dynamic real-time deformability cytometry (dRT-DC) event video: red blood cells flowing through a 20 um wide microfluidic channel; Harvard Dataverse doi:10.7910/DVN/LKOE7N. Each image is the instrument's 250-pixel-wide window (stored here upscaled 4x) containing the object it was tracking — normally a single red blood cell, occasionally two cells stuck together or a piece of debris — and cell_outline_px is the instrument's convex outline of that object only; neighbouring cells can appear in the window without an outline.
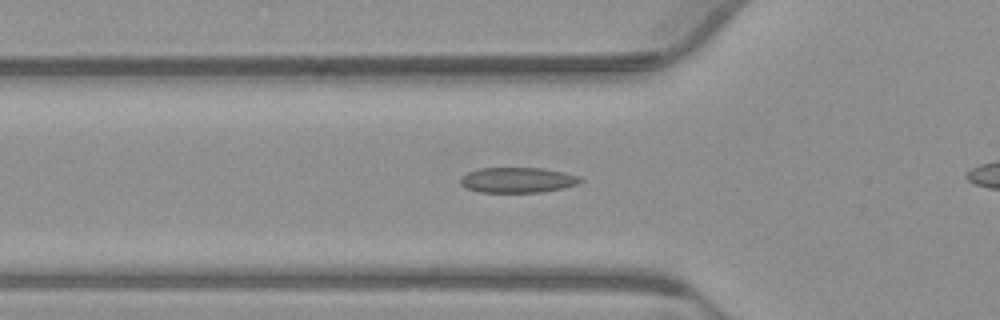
{"species": "common noctule bat (a hibernating species)", "species_latin": "Nyctalus noctula", "temperature_condition": "warm", "stored_images_in_passage": 36, "camera_frame_rate_fps": 3000, "um_per_image_px": 0.085, "animal": {"sex": "male", "body_mass_g": 23.1, "forearm_length_mm": 52.7}, "frame": {"image": 1, "passage_image": 10, "time_ms": 3.0, "image_size_px": [1000, 320], "cell_outline_px": [[584, 180], [576, 184], [560, 188], [540, 192], [480, 192], [464, 188], [460, 184], [460, 176], [468, 172], [480, 168], [540, 168], [564, 172], [580, 176]], "centroid_in_image_um": [43.95, 15.3], "position_along_channel_um": 81.9, "area_um2": 17.69}}
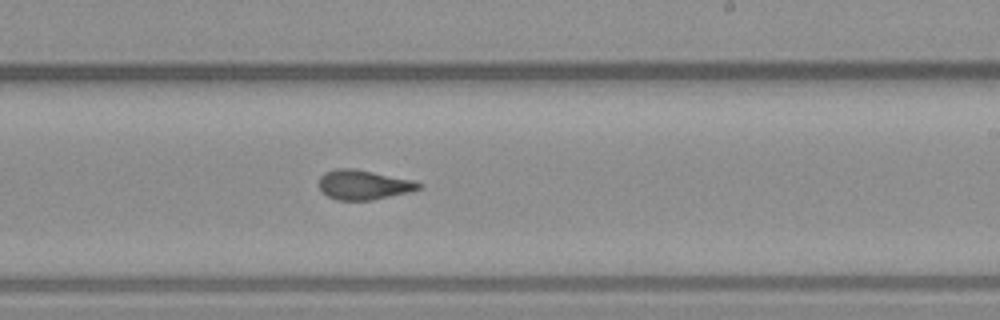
{"frame": {"image": 2, "passage_image": 24, "time_ms": 7.667, "image_size_px": [1000, 320], "cell_outline_px": [[424, 184], [420, 188], [408, 192], [372, 200], [336, 200], [328, 196], [320, 188], [320, 176], [324, 172], [336, 168], [352, 168], [412, 180]], "centroid_in_image_um": [30.89, 15.7], "position_along_channel_um": 258.1, "area_um2": 16.99}}
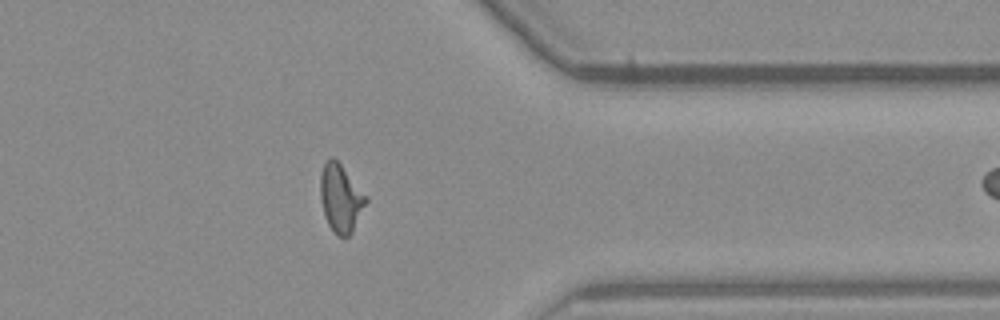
{"frame": {"image": 3, "passage_image": 35, "time_ms": 11.333, "image_size_px": [1000, 320], "cell_outline_px": [[368, 200], [352, 232], [344, 240], [336, 236], [328, 224], [324, 216], [320, 200], [320, 172], [324, 164], [332, 156], [340, 164], [368, 196]], "centroid_in_image_um": [28.95, 16.89], "position_along_channel_um": 382.4, "area_um2": 18.26}}